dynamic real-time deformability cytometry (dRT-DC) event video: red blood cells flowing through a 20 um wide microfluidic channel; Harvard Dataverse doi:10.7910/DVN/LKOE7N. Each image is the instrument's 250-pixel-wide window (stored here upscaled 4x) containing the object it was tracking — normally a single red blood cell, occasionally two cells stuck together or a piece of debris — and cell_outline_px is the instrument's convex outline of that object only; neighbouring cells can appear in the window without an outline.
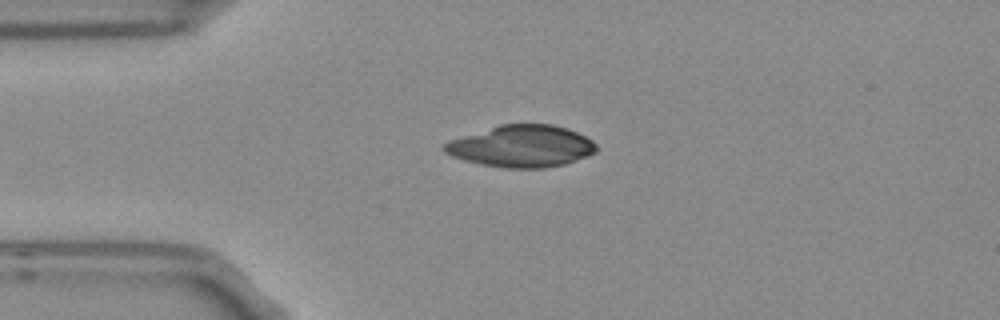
{"species": "Egyptian fruit bat (a non-hibernating species)", "species_latin": "Rousettus aegyptiacus", "temperature_condition": "room temperature", "stored_images_in_passage": 2, "camera_frame_rate_fps": 3000, "um_per_image_px": 0.085, "frame": {"image": 1, "passage_image": 1, "time_ms": 0.0, "image_size_px": [1000, 320], "cell_outline_px": [[600, 148], [596, 152], [588, 156], [564, 164], [544, 168], [504, 168], [480, 164], [464, 160], [452, 156], [444, 152], [440, 148], [448, 140], [500, 124], [552, 124], [568, 128], [592, 140]], "centroid_in_image_um": [44.32, 12.43], "position_along_channel_um": 40.7, "area_um2": 37.34}}